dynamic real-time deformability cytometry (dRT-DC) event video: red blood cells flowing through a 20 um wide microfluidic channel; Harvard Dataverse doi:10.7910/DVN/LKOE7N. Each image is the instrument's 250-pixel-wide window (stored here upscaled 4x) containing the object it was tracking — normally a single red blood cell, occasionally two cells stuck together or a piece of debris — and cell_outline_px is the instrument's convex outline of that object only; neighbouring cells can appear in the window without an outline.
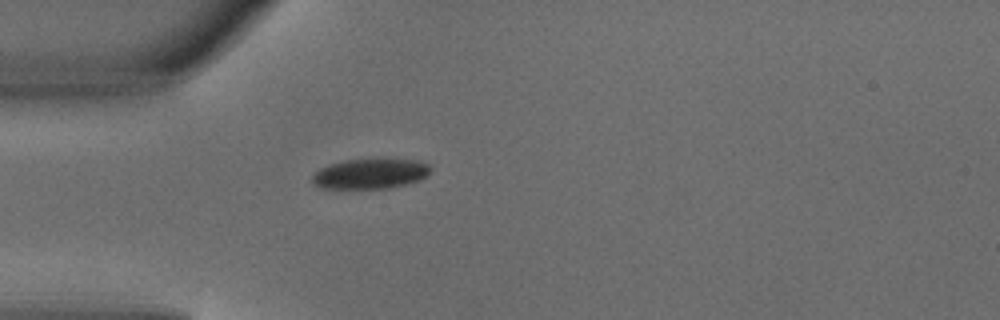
{"species": "common noctule bat (a hibernating species)", "species_latin": "Nyctalus noctula", "temperature_condition": "warm", "stored_images_in_passage": 2, "camera_frame_rate_fps": 3000, "um_per_image_px": 0.085, "animal": {"sex": "male", "body_mass_g": 18.8}, "frame": {"image": 1, "passage_image": 2, "time_ms": 0.333, "image_size_px": [1000, 320], "cell_outline_px": [[432, 168], [428, 176], [420, 180], [388, 188], [324, 188], [316, 184], [312, 180], [312, 176], [320, 168], [328, 164], [344, 160], [368, 156], [384, 156], [420, 160], [428, 164]], "centroid_in_image_um": [31.56, 14.68], "position_along_channel_um": 53.4, "area_um2": 21.79}}